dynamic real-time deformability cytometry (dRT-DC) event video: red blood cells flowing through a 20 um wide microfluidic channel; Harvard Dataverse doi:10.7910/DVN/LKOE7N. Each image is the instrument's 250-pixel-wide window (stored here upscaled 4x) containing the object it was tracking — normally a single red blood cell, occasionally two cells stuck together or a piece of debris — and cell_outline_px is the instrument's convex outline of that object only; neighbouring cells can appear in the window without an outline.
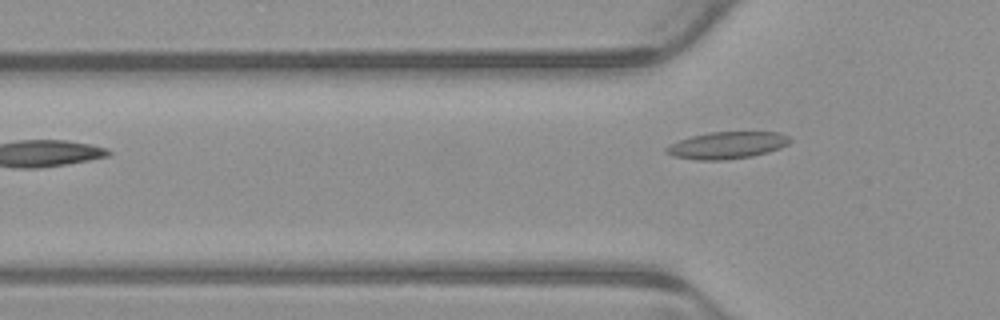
{"species": "common noctule bat (a hibernating species)", "species_latin": "Nyctalus noctula", "temperature_condition": "warm", "stored_images_in_passage": 5, "camera_frame_rate_fps": 3000, "um_per_image_px": 0.085, "animal": {"sex": "male", "body_mass_g": 23.1, "forearm_length_mm": 52.7}, "frame": {"image": 1, "passage_image": 5, "time_ms": 1.333, "image_size_px": [1000, 320], "cell_outline_px": [[792, 140], [788, 144], [780, 148], [768, 152], [752, 156], [724, 160], [696, 160], [672, 156], [664, 152], [664, 148], [680, 140], [692, 136], [708, 132], [780, 132], [788, 136]], "centroid_in_image_um": [61.8, 12.35], "position_along_channel_um": 64.0, "area_um2": 19.48}}